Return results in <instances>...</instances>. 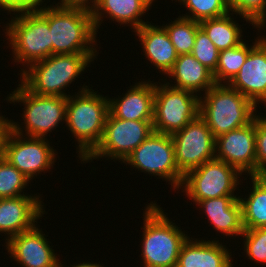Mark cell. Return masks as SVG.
<instances>
[{
    "label": "cell",
    "instance_id": "3",
    "mask_svg": "<svg viewBox=\"0 0 266 267\" xmlns=\"http://www.w3.org/2000/svg\"><path fill=\"white\" fill-rule=\"evenodd\" d=\"M98 54H52L20 72V81L30 92L37 95L69 97L71 95L65 93L66 88L85 72L91 62L97 59Z\"/></svg>",
    "mask_w": 266,
    "mask_h": 267
},
{
    "label": "cell",
    "instance_id": "14",
    "mask_svg": "<svg viewBox=\"0 0 266 267\" xmlns=\"http://www.w3.org/2000/svg\"><path fill=\"white\" fill-rule=\"evenodd\" d=\"M215 158L247 177L256 176L255 117L249 124L216 138Z\"/></svg>",
    "mask_w": 266,
    "mask_h": 267
},
{
    "label": "cell",
    "instance_id": "37",
    "mask_svg": "<svg viewBox=\"0 0 266 267\" xmlns=\"http://www.w3.org/2000/svg\"><path fill=\"white\" fill-rule=\"evenodd\" d=\"M100 262H98V264L95 262L93 263L92 261L90 262H83V263H74L73 265L70 264L71 267H103L101 264H99ZM66 265L62 264L61 261L59 263V267H64ZM67 267V266H66ZM69 267V266H68Z\"/></svg>",
    "mask_w": 266,
    "mask_h": 267
},
{
    "label": "cell",
    "instance_id": "1",
    "mask_svg": "<svg viewBox=\"0 0 266 267\" xmlns=\"http://www.w3.org/2000/svg\"><path fill=\"white\" fill-rule=\"evenodd\" d=\"M89 87L84 84L77 94L67 97L66 106L65 125L77 139L81 163L101 142L109 114V97Z\"/></svg>",
    "mask_w": 266,
    "mask_h": 267
},
{
    "label": "cell",
    "instance_id": "11",
    "mask_svg": "<svg viewBox=\"0 0 266 267\" xmlns=\"http://www.w3.org/2000/svg\"><path fill=\"white\" fill-rule=\"evenodd\" d=\"M152 121L119 119L109 112L101 142L83 163L107 157V160H119L122 164L125 158L154 131Z\"/></svg>",
    "mask_w": 266,
    "mask_h": 267
},
{
    "label": "cell",
    "instance_id": "15",
    "mask_svg": "<svg viewBox=\"0 0 266 267\" xmlns=\"http://www.w3.org/2000/svg\"><path fill=\"white\" fill-rule=\"evenodd\" d=\"M36 225L5 242L7 253L21 267H59L60 260Z\"/></svg>",
    "mask_w": 266,
    "mask_h": 267
},
{
    "label": "cell",
    "instance_id": "7",
    "mask_svg": "<svg viewBox=\"0 0 266 267\" xmlns=\"http://www.w3.org/2000/svg\"><path fill=\"white\" fill-rule=\"evenodd\" d=\"M6 101L24 105V122L20 124L10 119V128L20 135L47 138V134L54 131L58 124L65 123L67 97L37 95L19 82L18 87L7 95Z\"/></svg>",
    "mask_w": 266,
    "mask_h": 267
},
{
    "label": "cell",
    "instance_id": "32",
    "mask_svg": "<svg viewBox=\"0 0 266 267\" xmlns=\"http://www.w3.org/2000/svg\"><path fill=\"white\" fill-rule=\"evenodd\" d=\"M191 54L212 73L216 70L219 50L201 27L197 29L195 44Z\"/></svg>",
    "mask_w": 266,
    "mask_h": 267
},
{
    "label": "cell",
    "instance_id": "2",
    "mask_svg": "<svg viewBox=\"0 0 266 267\" xmlns=\"http://www.w3.org/2000/svg\"><path fill=\"white\" fill-rule=\"evenodd\" d=\"M54 4L34 6L48 21L52 54L98 53L91 12Z\"/></svg>",
    "mask_w": 266,
    "mask_h": 267
},
{
    "label": "cell",
    "instance_id": "27",
    "mask_svg": "<svg viewBox=\"0 0 266 267\" xmlns=\"http://www.w3.org/2000/svg\"><path fill=\"white\" fill-rule=\"evenodd\" d=\"M167 32L170 41L175 47L176 53L191 54L195 44L197 29L200 27L199 22L182 17L181 14L168 25H161Z\"/></svg>",
    "mask_w": 266,
    "mask_h": 267
},
{
    "label": "cell",
    "instance_id": "24",
    "mask_svg": "<svg viewBox=\"0 0 266 267\" xmlns=\"http://www.w3.org/2000/svg\"><path fill=\"white\" fill-rule=\"evenodd\" d=\"M249 179L252 187L248 196H239L245 230L266 227V174Z\"/></svg>",
    "mask_w": 266,
    "mask_h": 267
},
{
    "label": "cell",
    "instance_id": "8",
    "mask_svg": "<svg viewBox=\"0 0 266 267\" xmlns=\"http://www.w3.org/2000/svg\"><path fill=\"white\" fill-rule=\"evenodd\" d=\"M171 184L173 190H180L184 175L179 171L171 135L152 132L122 162Z\"/></svg>",
    "mask_w": 266,
    "mask_h": 267
},
{
    "label": "cell",
    "instance_id": "4",
    "mask_svg": "<svg viewBox=\"0 0 266 267\" xmlns=\"http://www.w3.org/2000/svg\"><path fill=\"white\" fill-rule=\"evenodd\" d=\"M156 203L151 201L143 212L141 263L143 267H176L180 249L189 236Z\"/></svg>",
    "mask_w": 266,
    "mask_h": 267
},
{
    "label": "cell",
    "instance_id": "36",
    "mask_svg": "<svg viewBox=\"0 0 266 267\" xmlns=\"http://www.w3.org/2000/svg\"><path fill=\"white\" fill-rule=\"evenodd\" d=\"M10 129V120L5 115L0 114V155H3V143L5 136Z\"/></svg>",
    "mask_w": 266,
    "mask_h": 267
},
{
    "label": "cell",
    "instance_id": "22",
    "mask_svg": "<svg viewBox=\"0 0 266 267\" xmlns=\"http://www.w3.org/2000/svg\"><path fill=\"white\" fill-rule=\"evenodd\" d=\"M152 24H145L134 32L143 45L145 59L147 58L157 70L159 69L160 74L167 75L173 68L178 54L166 30L162 26Z\"/></svg>",
    "mask_w": 266,
    "mask_h": 267
},
{
    "label": "cell",
    "instance_id": "6",
    "mask_svg": "<svg viewBox=\"0 0 266 267\" xmlns=\"http://www.w3.org/2000/svg\"><path fill=\"white\" fill-rule=\"evenodd\" d=\"M202 95L199 116L215 138L249 124L258 112L247 97L228 84H215Z\"/></svg>",
    "mask_w": 266,
    "mask_h": 267
},
{
    "label": "cell",
    "instance_id": "9",
    "mask_svg": "<svg viewBox=\"0 0 266 267\" xmlns=\"http://www.w3.org/2000/svg\"><path fill=\"white\" fill-rule=\"evenodd\" d=\"M162 82H155L153 130L172 135L199 115L200 97Z\"/></svg>",
    "mask_w": 266,
    "mask_h": 267
},
{
    "label": "cell",
    "instance_id": "31",
    "mask_svg": "<svg viewBox=\"0 0 266 267\" xmlns=\"http://www.w3.org/2000/svg\"><path fill=\"white\" fill-rule=\"evenodd\" d=\"M244 253L250 261L266 265V227L244 230Z\"/></svg>",
    "mask_w": 266,
    "mask_h": 267
},
{
    "label": "cell",
    "instance_id": "33",
    "mask_svg": "<svg viewBox=\"0 0 266 267\" xmlns=\"http://www.w3.org/2000/svg\"><path fill=\"white\" fill-rule=\"evenodd\" d=\"M258 114L255 115L256 176L266 174V117Z\"/></svg>",
    "mask_w": 266,
    "mask_h": 267
},
{
    "label": "cell",
    "instance_id": "20",
    "mask_svg": "<svg viewBox=\"0 0 266 267\" xmlns=\"http://www.w3.org/2000/svg\"><path fill=\"white\" fill-rule=\"evenodd\" d=\"M229 250L219 240H198L189 235L180 249L176 267H233Z\"/></svg>",
    "mask_w": 266,
    "mask_h": 267
},
{
    "label": "cell",
    "instance_id": "13",
    "mask_svg": "<svg viewBox=\"0 0 266 267\" xmlns=\"http://www.w3.org/2000/svg\"><path fill=\"white\" fill-rule=\"evenodd\" d=\"M171 137L177 167L183 175L215 159L216 138L199 115Z\"/></svg>",
    "mask_w": 266,
    "mask_h": 267
},
{
    "label": "cell",
    "instance_id": "29",
    "mask_svg": "<svg viewBox=\"0 0 266 267\" xmlns=\"http://www.w3.org/2000/svg\"><path fill=\"white\" fill-rule=\"evenodd\" d=\"M29 182L32 181L3 156L0 158V199L27 195L24 189Z\"/></svg>",
    "mask_w": 266,
    "mask_h": 267
},
{
    "label": "cell",
    "instance_id": "10",
    "mask_svg": "<svg viewBox=\"0 0 266 267\" xmlns=\"http://www.w3.org/2000/svg\"><path fill=\"white\" fill-rule=\"evenodd\" d=\"M240 177L242 173L237 168L215 158L188 171L180 189L195 204L210 198L238 196L234 192L241 185Z\"/></svg>",
    "mask_w": 266,
    "mask_h": 267
},
{
    "label": "cell",
    "instance_id": "26",
    "mask_svg": "<svg viewBox=\"0 0 266 267\" xmlns=\"http://www.w3.org/2000/svg\"><path fill=\"white\" fill-rule=\"evenodd\" d=\"M259 36L248 45L246 41L241 44L219 51L218 64L216 70L212 73L215 84H228L234 76L240 71L241 66L245 62L249 52L264 38Z\"/></svg>",
    "mask_w": 266,
    "mask_h": 267
},
{
    "label": "cell",
    "instance_id": "21",
    "mask_svg": "<svg viewBox=\"0 0 266 267\" xmlns=\"http://www.w3.org/2000/svg\"><path fill=\"white\" fill-rule=\"evenodd\" d=\"M155 0H99L93 10L92 19L96 33L100 29L103 18L117 22L120 26L127 25L135 31L143 25L148 24L141 19L148 12ZM132 26V27H131Z\"/></svg>",
    "mask_w": 266,
    "mask_h": 267
},
{
    "label": "cell",
    "instance_id": "23",
    "mask_svg": "<svg viewBox=\"0 0 266 267\" xmlns=\"http://www.w3.org/2000/svg\"><path fill=\"white\" fill-rule=\"evenodd\" d=\"M168 78H172L175 84L168 85L191 91L199 97L201 91L207 92L215 85L212 72L202 65L192 54L178 55L173 68L167 73ZM199 93V94H198Z\"/></svg>",
    "mask_w": 266,
    "mask_h": 267
},
{
    "label": "cell",
    "instance_id": "30",
    "mask_svg": "<svg viewBox=\"0 0 266 267\" xmlns=\"http://www.w3.org/2000/svg\"><path fill=\"white\" fill-rule=\"evenodd\" d=\"M230 11L250 23L258 32L266 27V0H229Z\"/></svg>",
    "mask_w": 266,
    "mask_h": 267
},
{
    "label": "cell",
    "instance_id": "34",
    "mask_svg": "<svg viewBox=\"0 0 266 267\" xmlns=\"http://www.w3.org/2000/svg\"><path fill=\"white\" fill-rule=\"evenodd\" d=\"M99 0H60L56 5L65 8L82 9L88 12H93Z\"/></svg>",
    "mask_w": 266,
    "mask_h": 267
},
{
    "label": "cell",
    "instance_id": "12",
    "mask_svg": "<svg viewBox=\"0 0 266 267\" xmlns=\"http://www.w3.org/2000/svg\"><path fill=\"white\" fill-rule=\"evenodd\" d=\"M57 153L50 139L25 137L11 128L3 143V157L30 180L53 168Z\"/></svg>",
    "mask_w": 266,
    "mask_h": 267
},
{
    "label": "cell",
    "instance_id": "18",
    "mask_svg": "<svg viewBox=\"0 0 266 267\" xmlns=\"http://www.w3.org/2000/svg\"><path fill=\"white\" fill-rule=\"evenodd\" d=\"M139 81L130 86L123 97L109 98V112L125 120H153L155 82Z\"/></svg>",
    "mask_w": 266,
    "mask_h": 267
},
{
    "label": "cell",
    "instance_id": "5",
    "mask_svg": "<svg viewBox=\"0 0 266 267\" xmlns=\"http://www.w3.org/2000/svg\"><path fill=\"white\" fill-rule=\"evenodd\" d=\"M7 13L10 16L12 13V18L3 31L6 30L13 61L24 67L20 68L21 72L30 64L52 55L48 21L34 7H18Z\"/></svg>",
    "mask_w": 266,
    "mask_h": 267
},
{
    "label": "cell",
    "instance_id": "35",
    "mask_svg": "<svg viewBox=\"0 0 266 267\" xmlns=\"http://www.w3.org/2000/svg\"><path fill=\"white\" fill-rule=\"evenodd\" d=\"M44 2L45 0H1V9L9 12L14 8L34 7L35 5L44 4Z\"/></svg>",
    "mask_w": 266,
    "mask_h": 267
},
{
    "label": "cell",
    "instance_id": "17",
    "mask_svg": "<svg viewBox=\"0 0 266 267\" xmlns=\"http://www.w3.org/2000/svg\"><path fill=\"white\" fill-rule=\"evenodd\" d=\"M256 107L266 105V36L249 52L240 71L228 83Z\"/></svg>",
    "mask_w": 266,
    "mask_h": 267
},
{
    "label": "cell",
    "instance_id": "19",
    "mask_svg": "<svg viewBox=\"0 0 266 267\" xmlns=\"http://www.w3.org/2000/svg\"><path fill=\"white\" fill-rule=\"evenodd\" d=\"M202 209L207 220L215 231L225 236L241 237L244 232L242 206L239 196H223L198 201L196 204ZM205 211V212H204Z\"/></svg>",
    "mask_w": 266,
    "mask_h": 267
},
{
    "label": "cell",
    "instance_id": "16",
    "mask_svg": "<svg viewBox=\"0 0 266 267\" xmlns=\"http://www.w3.org/2000/svg\"><path fill=\"white\" fill-rule=\"evenodd\" d=\"M40 196L28 194L0 199V234L6 235L5 242L21 232L33 228L37 225L38 220L47 214Z\"/></svg>",
    "mask_w": 266,
    "mask_h": 267
},
{
    "label": "cell",
    "instance_id": "25",
    "mask_svg": "<svg viewBox=\"0 0 266 267\" xmlns=\"http://www.w3.org/2000/svg\"><path fill=\"white\" fill-rule=\"evenodd\" d=\"M234 14L230 11L224 16L199 22L200 27L219 51L235 47L244 41L241 29L243 25L234 20L236 19L233 18Z\"/></svg>",
    "mask_w": 266,
    "mask_h": 267
},
{
    "label": "cell",
    "instance_id": "28",
    "mask_svg": "<svg viewBox=\"0 0 266 267\" xmlns=\"http://www.w3.org/2000/svg\"><path fill=\"white\" fill-rule=\"evenodd\" d=\"M173 1V0H172ZM180 2L189 12L182 17L193 21L218 18L230 12L229 0H175Z\"/></svg>",
    "mask_w": 266,
    "mask_h": 267
}]
</instances>
